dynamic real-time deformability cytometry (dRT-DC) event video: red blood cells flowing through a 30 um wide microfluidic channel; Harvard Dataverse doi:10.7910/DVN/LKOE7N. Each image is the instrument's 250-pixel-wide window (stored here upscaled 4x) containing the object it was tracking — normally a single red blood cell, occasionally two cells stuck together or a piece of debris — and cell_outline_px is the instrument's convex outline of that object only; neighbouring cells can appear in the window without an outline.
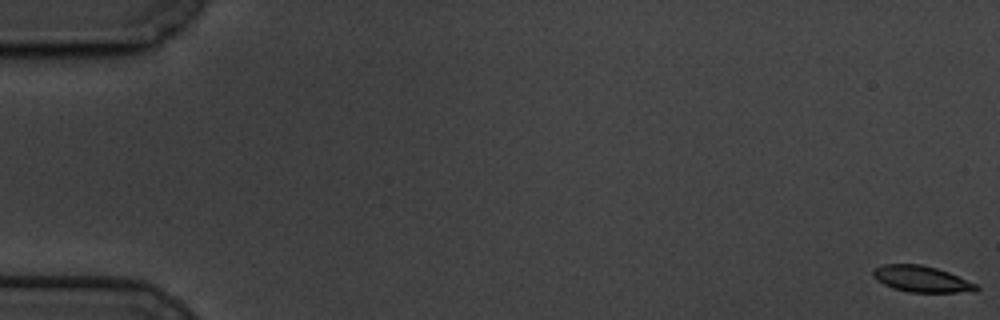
{"species": "common noctule bat (a hibernating species)", "species_latin": "Nyctalus noctula", "temperature_condition": "cold", "stored_images_in_passage": 61, "camera_frame_rate_fps": 3000, "um_per_image_px": 0.085, "animal": {"sex": "male", "body_mass_g": 19.5, "forearm_length_mm": 54.6}, "frame": {"image": 1, "passage_image": 1, "time_ms": 0.0, "image_size_px": [1000, 320], "cell_outline_px": [[980, 288], [976, 292], [908, 292], [892, 288], [876, 280], [872, 276], [872, 268], [884, 264], [920, 264], [936, 268], [948, 272], [976, 284]], "centroid_in_image_um": [78.3, 23.72], "position_along_channel_um": 6.7, "area_um2": 15.84}}
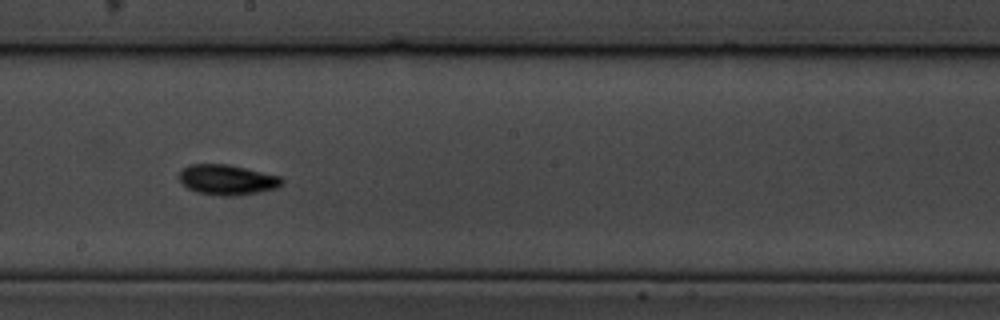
{"frame": {"image": 2, "passage_image": 35, "time_ms": 11.333, "image_size_px": [1000, 320], "cell_outline_px": [[284, 184], [280, 188], [236, 196], [220, 196], [196, 192], [180, 184], [180, 172], [188, 164], [228, 164], [280, 176], [284, 180]], "centroid_in_image_um": [19.33, 15.29], "position_along_channel_um": 228.9, "area_um2": 18.32}}
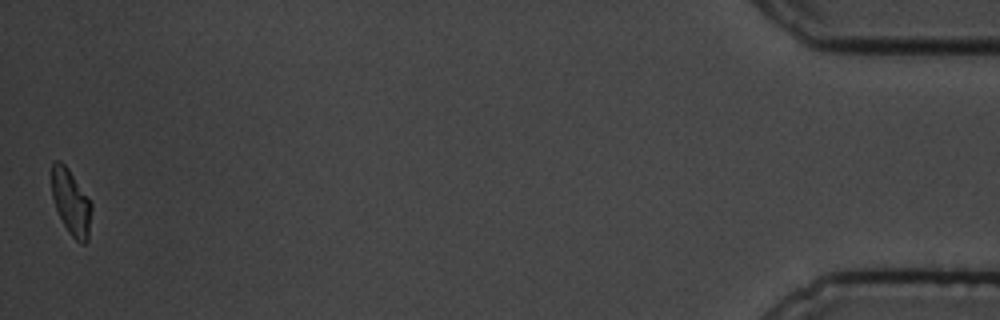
{"frame": {"image": 3, "passage_image": 61, "time_ms": 20.0, "image_size_px": [1000, 320], "cell_outline_px": [[92, 208], [88, 240], [84, 244], [80, 244], [68, 232], [56, 208], [52, 196], [52, 164], [56, 160], [60, 160], [68, 168], [92, 204]], "centroid_in_image_um": [6.05, 17.21], "position_along_channel_um": 429.2, "area_um2": 15.03}, "authors_computed_cell_mechanics": {"area_um2": 16.4152, "velocity_mm_per_s": 3.3381, "shape_relaxation_time_tau1_ms": 3.2331, "shape_relaxation_time_tau2_ms": null, "deformation_change_tau1": 0.1239, "deformation_change_tau2": null}}